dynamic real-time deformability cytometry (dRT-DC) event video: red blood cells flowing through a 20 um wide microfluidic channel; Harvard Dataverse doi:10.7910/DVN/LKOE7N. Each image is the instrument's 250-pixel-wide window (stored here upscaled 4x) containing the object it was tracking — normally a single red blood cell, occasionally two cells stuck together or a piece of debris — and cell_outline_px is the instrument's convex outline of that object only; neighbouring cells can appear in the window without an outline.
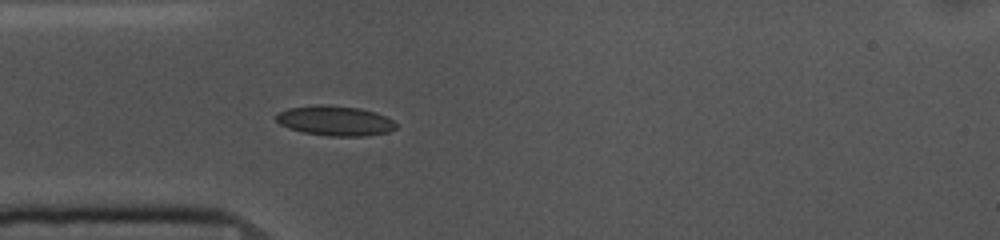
{"species": "common noctule bat (a hibernating species)", "species_latin": "Nyctalus noctula", "temperature_condition": "cold", "stored_images_in_passage": 14, "camera_frame_rate_fps": 3000, "um_per_image_px": 0.085, "animal": {"sex": "female", "body_mass_g": 10.0, "forearm_length_mm": 53.1}, "frame": {"image": 1, "passage_image": 7, "time_ms": 2.0, "image_size_px": [1000, 240], "cell_outline_px": [[396, 128], [388, 132], [364, 136], [328, 136], [304, 132], [288, 128], [280, 124], [276, 120], [276, 116], [280, 112], [288, 108], [316, 104], [324, 104], [360, 108], [376, 112], [392, 120], [396, 124]], "centroid_in_image_um": [28.47, 10.26], "position_along_channel_um": 56.5, "area_um2": 20.87}}
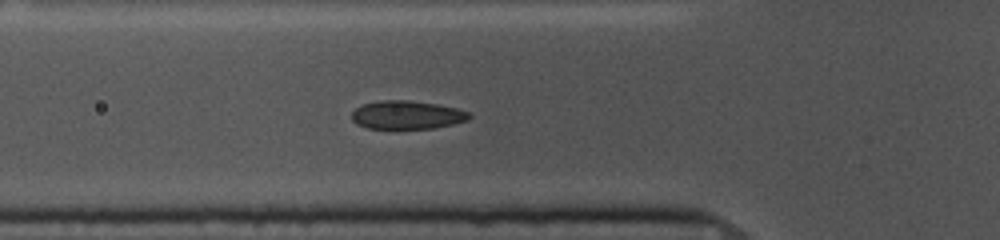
{"frame": {"image": 2, "passage_image": 10, "time_ms": 3.0, "image_size_px": [1000, 240], "cell_outline_px": [[472, 116], [468, 120], [452, 124], [432, 128], [368, 128], [356, 124], [352, 120], [352, 112], [360, 104], [380, 100], [408, 100], [436, 104], [456, 108], [468, 112]], "centroid_in_image_um": [34.56, 9.76], "position_along_channel_um": 91.2, "area_um2": 19.36}}